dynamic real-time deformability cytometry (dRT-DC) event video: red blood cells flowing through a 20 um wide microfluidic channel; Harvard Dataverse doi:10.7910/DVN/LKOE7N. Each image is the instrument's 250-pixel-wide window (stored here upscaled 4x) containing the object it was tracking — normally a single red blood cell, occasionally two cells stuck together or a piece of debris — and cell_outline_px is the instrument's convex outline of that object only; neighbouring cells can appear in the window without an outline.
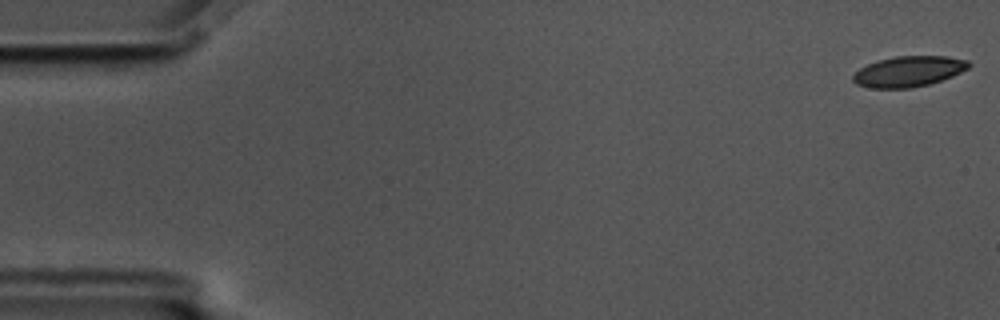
{"species": "common noctule bat (a hibernating species)", "species_latin": "Nyctalus noctula", "temperature_condition": "cold", "stored_images_in_passage": 16, "camera_frame_rate_fps": 3000, "um_per_image_px": 0.085, "animal": {"sex": "male", "body_mass_g": 17.5, "forearm_length_mm": 52.3}, "frame": {"image": 1, "passage_image": 1, "time_ms": 0.0, "image_size_px": [1000, 320], "cell_outline_px": [[972, 64], [968, 68], [952, 76], [928, 84], [912, 88], [872, 88], [856, 84], [852, 80], [852, 76], [860, 68], [868, 64], [892, 56], [948, 56], [968, 60]], "centroid_in_image_um": [77.24, 6.06], "position_along_channel_um": 7.8, "area_um2": 20.58}}
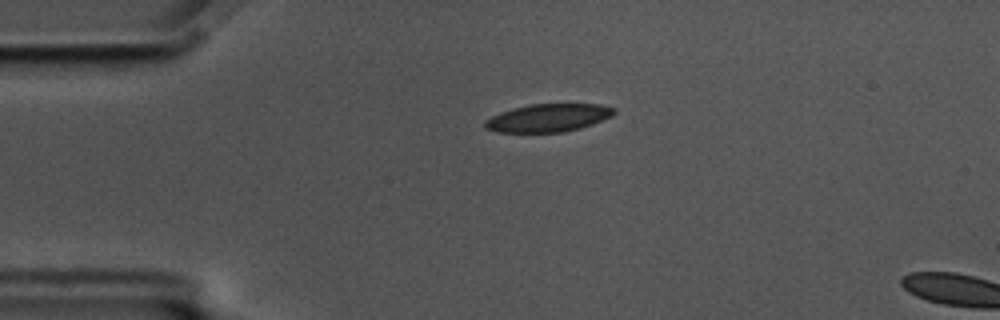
{"frame": {"image": 2, "passage_image": 13, "time_ms": 4.0, "image_size_px": [1000, 320], "cell_outline_px": [[616, 112], [612, 116], [592, 124], [580, 128], [564, 132], [496, 132], [484, 128], [484, 120], [500, 112], [512, 108], [528, 104], [600, 104], [616, 108]], "centroid_in_image_um": [46.59, 10.01], "position_along_channel_um": 38.4, "area_um2": 21.15}}